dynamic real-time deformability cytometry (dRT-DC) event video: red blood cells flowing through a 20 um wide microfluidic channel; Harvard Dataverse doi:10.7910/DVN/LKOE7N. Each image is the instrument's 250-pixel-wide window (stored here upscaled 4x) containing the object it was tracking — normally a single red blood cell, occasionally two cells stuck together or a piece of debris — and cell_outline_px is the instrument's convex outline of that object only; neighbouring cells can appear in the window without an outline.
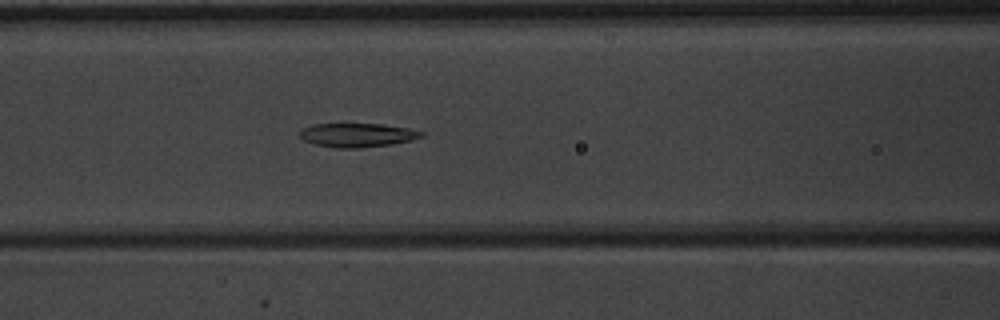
{"species": "common noctule bat (a hibernating species)", "species_latin": "Nyctalus noctula", "temperature_condition": "warm", "stored_images_in_passage": 53, "camera_frame_rate_fps": 3000, "um_per_image_px": 0.085, "animal": {"sex": "male", "body_mass_g": 20.1, "forearm_length_mm": 53.5}, "frame": {"image": 1, "passage_image": 23, "time_ms": 7.333, "image_size_px": [1000, 320], "cell_outline_px": [[424, 136], [412, 140], [392, 144], [360, 148], [332, 148], [316, 144], [304, 140], [300, 136], [300, 132], [304, 128], [312, 124], [384, 124], [408, 128], [424, 132]], "centroid_in_image_um": [30.4, 11.48], "position_along_channel_um": 136.2, "area_um2": 16.94}}
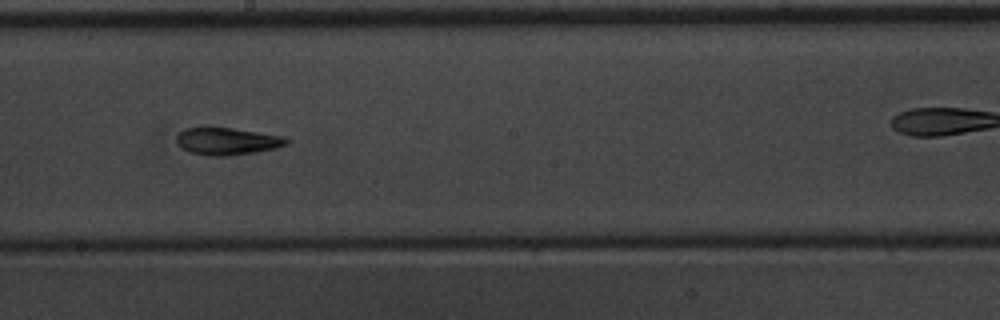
{"frame": {"image": 2, "passage_image": 30, "time_ms": 9.667, "image_size_px": [1000, 320], "cell_outline_px": [[292, 140], [288, 144], [276, 148], [256, 152], [228, 156], [212, 156], [188, 152], [180, 148], [176, 144], [176, 136], [184, 128], [208, 124], [288, 136]], "centroid_in_image_um": [19.3, 11.96], "position_along_channel_um": 228.9, "area_um2": 18.61}}
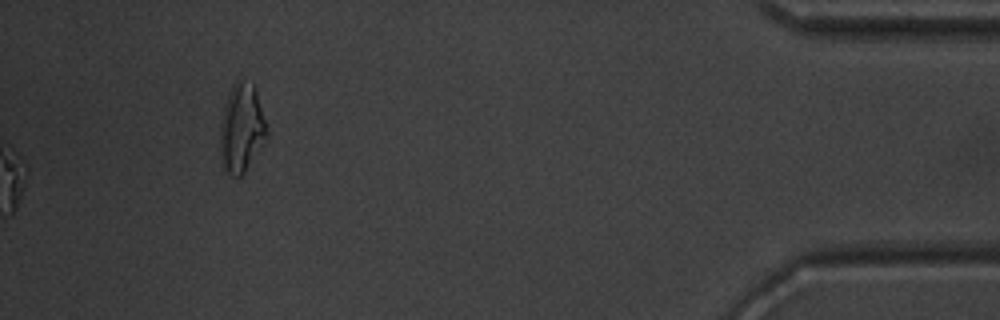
{"frame": {"image": 3, "passage_image": 53, "time_ms": 17.333, "image_size_px": [1000, 320], "cell_outline_px": [[268, 132], [244, 172], [240, 176], [232, 176], [228, 172], [220, 156], [220, 124], [224, 104], [228, 92], [232, 84], [240, 80], [252, 84], [256, 88], [268, 128]], "centroid_in_image_um": [20.52, 10.83], "position_along_channel_um": 414.7, "area_um2": 23.7}, "authors_computed_cell_mechanics": {"area_um2": 18.4382, "velocity_mm_per_s": 3.9829, "shape_relaxation_time_tau1_ms": null, "shape_relaxation_time_tau2_ms": 3.8446, "deformation_change_tau1": null, "deformation_change_tau2": 0.1193}}